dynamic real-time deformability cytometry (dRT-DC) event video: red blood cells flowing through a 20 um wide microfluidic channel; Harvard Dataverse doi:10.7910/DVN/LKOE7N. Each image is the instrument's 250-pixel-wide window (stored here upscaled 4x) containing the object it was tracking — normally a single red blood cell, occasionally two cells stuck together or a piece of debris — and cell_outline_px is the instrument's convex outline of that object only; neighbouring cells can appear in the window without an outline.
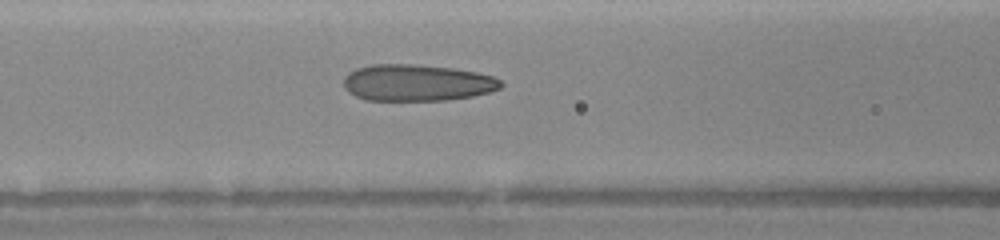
{"species": "human", "species_latin": "Homo sapiens", "temperature_condition": "warm", "stored_images_in_passage": 12, "camera_frame_rate_fps": 3000, "um_per_image_px": 0.085, "donor": {"sex": "female"}, "frame": {"image": 1, "passage_image": 12, "time_ms": 6.333, "image_size_px": [1000, 240], "cell_outline_px": [[504, 84], [500, 88], [488, 92], [472, 96], [448, 100], [364, 100], [348, 92], [344, 88], [344, 76], [348, 72], [356, 68], [372, 64], [412, 64], [452, 68], [476, 72], [492, 76], [500, 80]], "centroid_in_image_um": [35.41, 7.03], "position_along_channel_um": 131.2, "area_um2": 33.58}}